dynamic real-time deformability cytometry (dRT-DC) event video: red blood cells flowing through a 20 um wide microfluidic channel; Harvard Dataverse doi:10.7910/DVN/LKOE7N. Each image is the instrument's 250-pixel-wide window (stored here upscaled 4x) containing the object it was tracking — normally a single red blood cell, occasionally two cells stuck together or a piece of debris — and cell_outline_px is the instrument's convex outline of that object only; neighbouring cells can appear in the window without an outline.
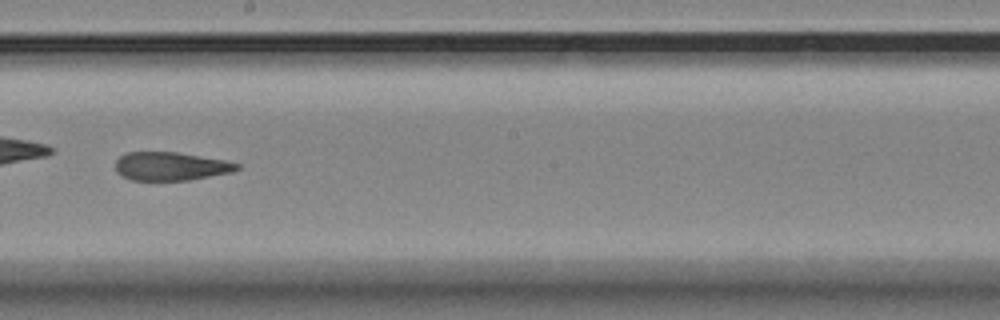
{"species": "Egyptian fruit bat (a non-hibernating species)", "species_latin": "Rousettus aegyptiacus", "temperature_condition": "room temperature", "stored_images_in_passage": 37, "camera_frame_rate_fps": 3000, "um_per_image_px": 0.085, "animal": {"sex": "female"}, "frame": {"image": 1, "passage_image": 16, "time_ms": 5.0, "image_size_px": [1000, 320], "cell_outline_px": [[240, 168], [232, 172], [188, 180], [128, 180], [120, 176], [116, 172], [116, 160], [120, 156], [128, 152], [176, 152], [224, 160], [240, 164]], "centroid_in_image_um": [14.48, 14.14], "position_along_channel_um": 233.7, "area_um2": 20.11}}